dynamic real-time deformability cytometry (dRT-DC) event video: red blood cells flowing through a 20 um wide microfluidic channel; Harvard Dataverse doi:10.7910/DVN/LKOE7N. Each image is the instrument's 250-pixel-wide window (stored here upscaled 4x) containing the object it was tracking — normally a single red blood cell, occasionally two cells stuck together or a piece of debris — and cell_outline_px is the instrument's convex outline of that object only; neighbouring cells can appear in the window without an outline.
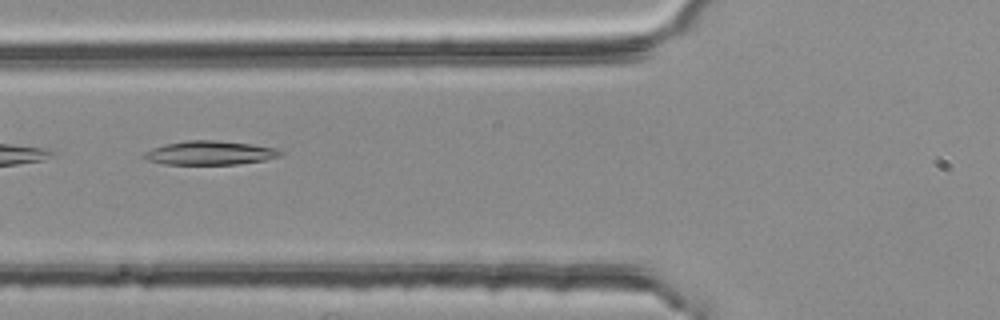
{"species": "common noctule bat (a hibernating species)", "species_latin": "Nyctalus noctula", "temperature_condition": "room temperature", "stored_images_in_passage": 6, "camera_frame_rate_fps": 3000, "um_per_image_px": 0.085, "animal": {"sex": "female", "body_mass_g": 25.1}, "frame": {"image": 1, "passage_image": 5, "time_ms": 1.333, "image_size_px": [1000, 320], "cell_outline_px": [[284, 152], [280, 156], [264, 160], [236, 164], [164, 164], [148, 160], [140, 156], [144, 152], [152, 148], [164, 144], [184, 140], [220, 140], [252, 144], [276, 148]], "centroid_in_image_um": [17.82, 12.98], "position_along_channel_um": 108.0, "area_um2": 19.13}}
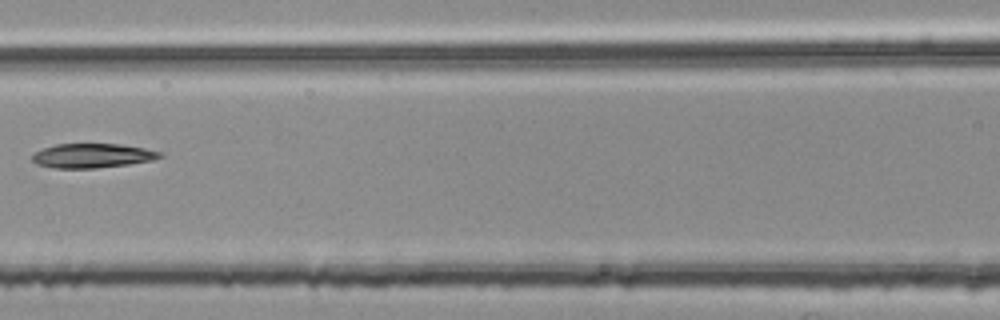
{"frame": {"image": 2, "passage_image": 6, "time_ms": 1.667, "image_size_px": [1000, 320], "cell_outline_px": [[164, 156], [152, 160], [128, 164], [96, 168], [52, 168], [36, 164], [32, 160], [32, 156], [36, 152], [44, 148], [56, 144], [120, 144], [144, 148], [160, 152]], "centroid_in_image_um": [7.84, 13.23], "position_along_channel_um": 158.8, "area_um2": 17.98}}